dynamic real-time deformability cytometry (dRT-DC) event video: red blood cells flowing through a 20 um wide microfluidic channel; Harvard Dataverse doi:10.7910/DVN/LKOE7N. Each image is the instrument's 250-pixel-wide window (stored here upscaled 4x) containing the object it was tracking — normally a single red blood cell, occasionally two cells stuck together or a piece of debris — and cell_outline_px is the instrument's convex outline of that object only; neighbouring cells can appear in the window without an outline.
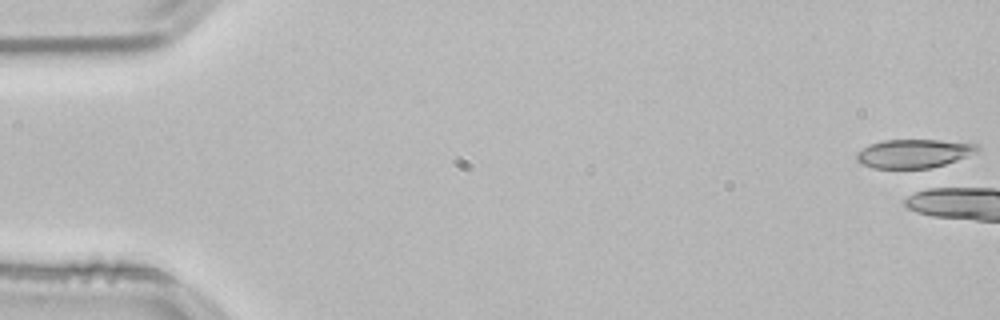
{"species": "common noctule bat (a hibernating species)", "species_latin": "Nyctalus noctula", "temperature_condition": "room temperature", "stored_images_in_passage": 4, "camera_frame_rate_fps": 3000, "um_per_image_px": 0.085, "animal": {"sex": "male", "body_mass_g": 21.5, "forearm_length_mm": 52.0}, "frame": {"image": 1, "passage_image": 1, "time_ms": 0.0, "image_size_px": [1000, 320], "cell_outline_px": [[980, 152], [944, 164], [928, 168], [872, 168], [860, 164], [856, 160], [856, 152], [868, 144], [884, 140], [940, 140], [976, 144], [980, 148]], "centroid_in_image_um": [77.64, 13.04], "position_along_channel_um": 7.4, "area_um2": 20.29}}